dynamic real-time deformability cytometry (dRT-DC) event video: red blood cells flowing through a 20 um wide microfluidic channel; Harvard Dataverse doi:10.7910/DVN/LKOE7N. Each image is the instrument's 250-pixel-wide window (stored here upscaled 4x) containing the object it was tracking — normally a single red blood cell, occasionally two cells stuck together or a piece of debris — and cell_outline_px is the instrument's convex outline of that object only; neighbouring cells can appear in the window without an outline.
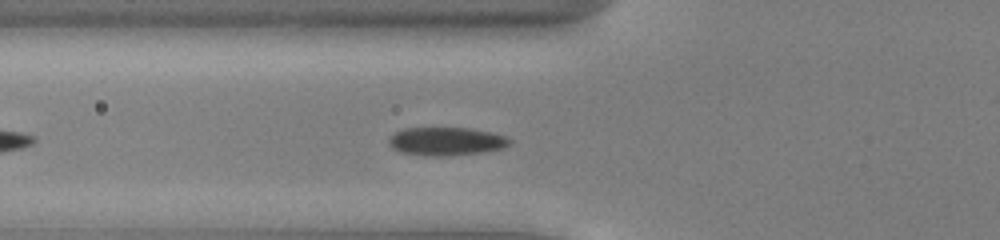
{"species": "common noctule bat (a hibernating species)", "species_latin": "Nyctalus noctula", "temperature_condition": "cold", "stored_images_in_passage": 24, "camera_frame_rate_fps": 3000, "um_per_image_px": 0.085, "animal": {"sex": "male", "body_mass_g": 13.0, "forearm_length_mm": 53.1}, "frame": {"image": 1, "passage_image": 7, "time_ms": 2.0, "image_size_px": [1000, 240], "cell_outline_px": [[512, 140], [504, 148], [484, 152], [440, 156], [432, 156], [400, 152], [392, 148], [388, 144], [388, 136], [404, 128], [472, 128], [492, 132], [508, 136]], "centroid_in_image_um": [37.94, 12.0], "position_along_channel_um": 87.9, "area_um2": 20.06}}
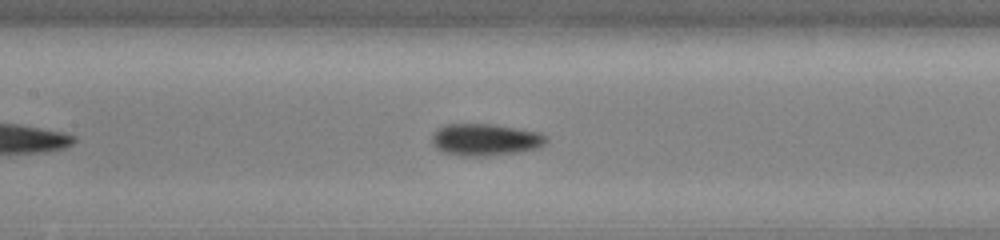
{"frame": {"image": 2, "passage_image": 13, "time_ms": 4.0, "image_size_px": [1000, 240], "cell_outline_px": [[548, 140], [544, 144], [536, 148], [520, 152], [480, 156], [460, 156], [444, 152], [436, 148], [432, 144], [432, 136], [436, 128], [444, 124], [492, 124], [540, 132], [548, 136]], "centroid_in_image_um": [41.23, 11.86], "position_along_channel_um": 166.2, "area_um2": 21.39}}
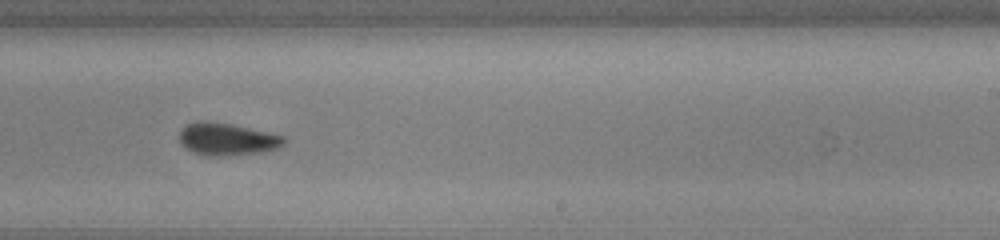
{"frame": {"image": 3, "passage_image": 21, "time_ms": 6.667, "image_size_px": [1000, 240], "cell_outline_px": [[288, 140], [280, 148], [264, 152], [216, 156], [204, 156], [184, 148], [180, 144], [180, 132], [188, 124], [200, 120], [204, 120], [232, 124], [268, 132], [284, 136]], "centroid_in_image_um": [19.33, 11.83], "position_along_channel_um": 269.7, "area_um2": 19.88}}